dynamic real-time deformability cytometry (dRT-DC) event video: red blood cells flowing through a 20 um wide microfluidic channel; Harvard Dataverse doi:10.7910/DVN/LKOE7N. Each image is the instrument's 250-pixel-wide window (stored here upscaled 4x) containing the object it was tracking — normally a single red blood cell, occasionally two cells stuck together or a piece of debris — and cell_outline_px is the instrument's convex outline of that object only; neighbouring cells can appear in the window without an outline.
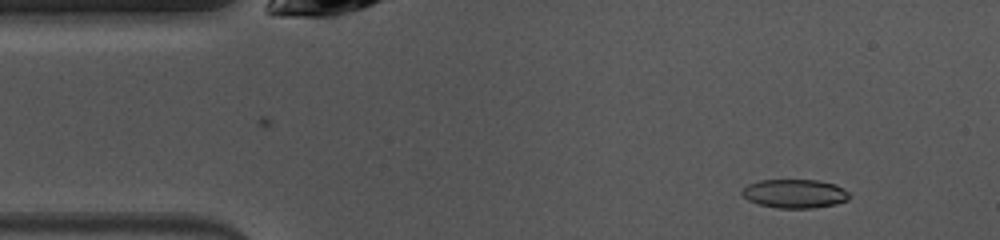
{"species": "common noctule bat (a hibernating species)", "species_latin": "Nyctalus noctula", "temperature_condition": "warm", "stored_images_in_passage": 43, "camera_frame_rate_fps": 3000, "um_per_image_px": 0.085, "animal": {"sex": "female", "body_mass_g": 10.0, "forearm_length_mm": 53.1}, "frame": {"image": 1, "passage_image": 5, "time_ms": 1.333, "image_size_px": [1000, 240], "cell_outline_px": [[852, 196], [848, 200], [836, 204], [812, 208], [776, 208], [760, 204], [748, 200], [740, 192], [748, 184], [760, 180], [816, 180], [836, 184], [848, 192]], "centroid_in_image_um": [67.58, 16.46], "position_along_channel_um": 17.4, "area_um2": 18.03}}
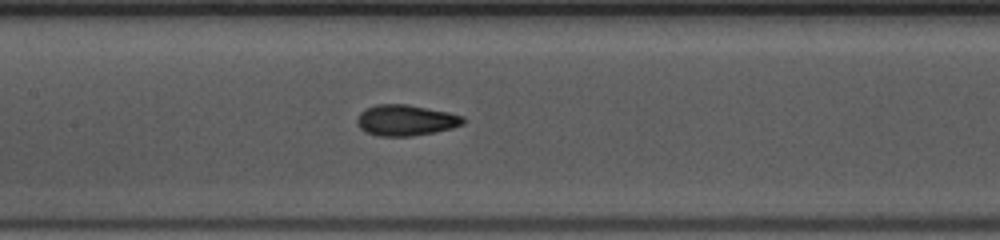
{"frame": {"image": 2, "passage_image": 21, "time_ms": 6.667, "image_size_px": [1000, 240], "cell_outline_px": [[464, 124], [452, 128], [436, 132], [412, 136], [380, 136], [364, 132], [360, 128], [356, 120], [360, 112], [376, 104], [408, 104], [448, 112], [464, 116]], "centroid_in_image_um": [34.5, 10.22], "position_along_channel_um": 172.9, "area_um2": 19.19}}
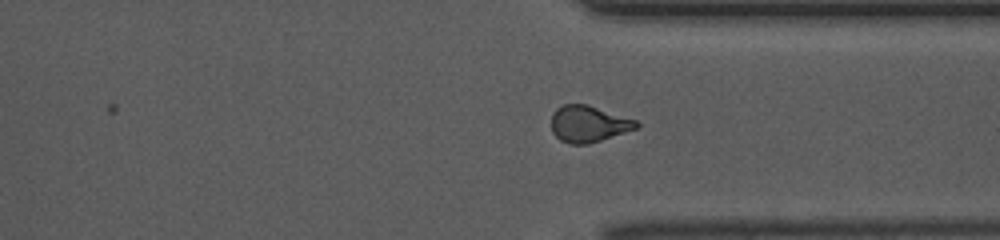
{"frame": {"image": 3, "passage_image": 35, "time_ms": 11.333, "image_size_px": [1000, 240], "cell_outline_px": [[640, 128], [588, 144], [572, 144], [560, 140], [552, 132], [552, 112], [556, 108], [564, 104], [588, 104], [636, 120], [640, 124]], "centroid_in_image_um": [50.04, 10.53], "position_along_channel_um": 361.4, "area_um2": 18.21}, "authors_computed_cell_mechanics": {"area_um2": 18.0336, "velocity_mm_per_s": 4.0493, "shape_relaxation_time_tau1_ms": 4.8031, "shape_relaxation_time_tau2_ms": 1.3239, "deformation_change_tau1": 0.1526, "deformation_change_tau2": 0.0701}}